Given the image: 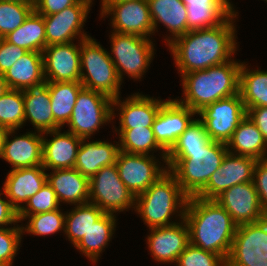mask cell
Returning <instances> with one entry per match:
<instances>
[{
  "label": "cell",
  "instance_id": "cell-28",
  "mask_svg": "<svg viewBox=\"0 0 267 266\" xmlns=\"http://www.w3.org/2000/svg\"><path fill=\"white\" fill-rule=\"evenodd\" d=\"M154 33L158 23H162L170 31L173 37L165 38L167 45L177 37L190 31L187 27V11L181 0H147Z\"/></svg>",
  "mask_w": 267,
  "mask_h": 266
},
{
  "label": "cell",
  "instance_id": "cell-12",
  "mask_svg": "<svg viewBox=\"0 0 267 266\" xmlns=\"http://www.w3.org/2000/svg\"><path fill=\"white\" fill-rule=\"evenodd\" d=\"M157 160L151 153L150 155H140L124 151L119 152L116 161L118 174L121 181L135 197L146 191L168 171V167L159 165L161 163Z\"/></svg>",
  "mask_w": 267,
  "mask_h": 266
},
{
  "label": "cell",
  "instance_id": "cell-19",
  "mask_svg": "<svg viewBox=\"0 0 267 266\" xmlns=\"http://www.w3.org/2000/svg\"><path fill=\"white\" fill-rule=\"evenodd\" d=\"M148 249L153 259L160 263H176L179 255L189 244V228L184 219L181 223L149 228Z\"/></svg>",
  "mask_w": 267,
  "mask_h": 266
},
{
  "label": "cell",
  "instance_id": "cell-26",
  "mask_svg": "<svg viewBox=\"0 0 267 266\" xmlns=\"http://www.w3.org/2000/svg\"><path fill=\"white\" fill-rule=\"evenodd\" d=\"M187 11L189 30L221 25L233 12L230 0H181Z\"/></svg>",
  "mask_w": 267,
  "mask_h": 266
},
{
  "label": "cell",
  "instance_id": "cell-27",
  "mask_svg": "<svg viewBox=\"0 0 267 266\" xmlns=\"http://www.w3.org/2000/svg\"><path fill=\"white\" fill-rule=\"evenodd\" d=\"M9 89L26 90L46 83L42 52L27 51L4 74Z\"/></svg>",
  "mask_w": 267,
  "mask_h": 266
},
{
  "label": "cell",
  "instance_id": "cell-30",
  "mask_svg": "<svg viewBox=\"0 0 267 266\" xmlns=\"http://www.w3.org/2000/svg\"><path fill=\"white\" fill-rule=\"evenodd\" d=\"M226 145L231 154L249 156L257 160L267 159V142L247 115Z\"/></svg>",
  "mask_w": 267,
  "mask_h": 266
},
{
  "label": "cell",
  "instance_id": "cell-36",
  "mask_svg": "<svg viewBox=\"0 0 267 266\" xmlns=\"http://www.w3.org/2000/svg\"><path fill=\"white\" fill-rule=\"evenodd\" d=\"M119 136L120 151L132 154L150 155L155 150L162 151L160 154L166 165L167 152L156 141L152 127H139L131 129H116ZM150 151V152H149Z\"/></svg>",
  "mask_w": 267,
  "mask_h": 266
},
{
  "label": "cell",
  "instance_id": "cell-1",
  "mask_svg": "<svg viewBox=\"0 0 267 266\" xmlns=\"http://www.w3.org/2000/svg\"><path fill=\"white\" fill-rule=\"evenodd\" d=\"M237 14L235 10L221 25L190 30L168 44L181 76L232 60L238 46L234 24Z\"/></svg>",
  "mask_w": 267,
  "mask_h": 266
},
{
  "label": "cell",
  "instance_id": "cell-15",
  "mask_svg": "<svg viewBox=\"0 0 267 266\" xmlns=\"http://www.w3.org/2000/svg\"><path fill=\"white\" fill-rule=\"evenodd\" d=\"M90 9L91 5L79 0L58 13L44 16L46 45L65 44L90 37L82 31Z\"/></svg>",
  "mask_w": 267,
  "mask_h": 266
},
{
  "label": "cell",
  "instance_id": "cell-2",
  "mask_svg": "<svg viewBox=\"0 0 267 266\" xmlns=\"http://www.w3.org/2000/svg\"><path fill=\"white\" fill-rule=\"evenodd\" d=\"M184 220L190 244L227 260L238 225L217 201L188 197Z\"/></svg>",
  "mask_w": 267,
  "mask_h": 266
},
{
  "label": "cell",
  "instance_id": "cell-48",
  "mask_svg": "<svg viewBox=\"0 0 267 266\" xmlns=\"http://www.w3.org/2000/svg\"><path fill=\"white\" fill-rule=\"evenodd\" d=\"M247 116L256 125L267 142V107L248 108Z\"/></svg>",
  "mask_w": 267,
  "mask_h": 266
},
{
  "label": "cell",
  "instance_id": "cell-23",
  "mask_svg": "<svg viewBox=\"0 0 267 266\" xmlns=\"http://www.w3.org/2000/svg\"><path fill=\"white\" fill-rule=\"evenodd\" d=\"M43 134L54 137L51 140L43 137L42 166L46 170L74 168L82 139L69 131L61 133V128Z\"/></svg>",
  "mask_w": 267,
  "mask_h": 266
},
{
  "label": "cell",
  "instance_id": "cell-46",
  "mask_svg": "<svg viewBox=\"0 0 267 266\" xmlns=\"http://www.w3.org/2000/svg\"><path fill=\"white\" fill-rule=\"evenodd\" d=\"M79 0H35L34 11L42 16L58 13Z\"/></svg>",
  "mask_w": 267,
  "mask_h": 266
},
{
  "label": "cell",
  "instance_id": "cell-41",
  "mask_svg": "<svg viewBox=\"0 0 267 266\" xmlns=\"http://www.w3.org/2000/svg\"><path fill=\"white\" fill-rule=\"evenodd\" d=\"M210 140L203 123L199 118H195L190 126L179 136L169 152H189V150L203 149Z\"/></svg>",
  "mask_w": 267,
  "mask_h": 266
},
{
  "label": "cell",
  "instance_id": "cell-13",
  "mask_svg": "<svg viewBox=\"0 0 267 266\" xmlns=\"http://www.w3.org/2000/svg\"><path fill=\"white\" fill-rule=\"evenodd\" d=\"M100 15V18L111 15L112 22L110 23L114 32L146 38L154 35L152 34L154 28L147 0L115 2L108 5Z\"/></svg>",
  "mask_w": 267,
  "mask_h": 266
},
{
  "label": "cell",
  "instance_id": "cell-32",
  "mask_svg": "<svg viewBox=\"0 0 267 266\" xmlns=\"http://www.w3.org/2000/svg\"><path fill=\"white\" fill-rule=\"evenodd\" d=\"M116 215L105 213L96 223L87 231L82 240L75 246L92 263H96L101 256L100 253L111 241L116 227Z\"/></svg>",
  "mask_w": 267,
  "mask_h": 266
},
{
  "label": "cell",
  "instance_id": "cell-51",
  "mask_svg": "<svg viewBox=\"0 0 267 266\" xmlns=\"http://www.w3.org/2000/svg\"><path fill=\"white\" fill-rule=\"evenodd\" d=\"M122 1H126V0H101V5L102 7L100 8L101 9V12L110 4L112 3H115V2H122Z\"/></svg>",
  "mask_w": 267,
  "mask_h": 266
},
{
  "label": "cell",
  "instance_id": "cell-31",
  "mask_svg": "<svg viewBox=\"0 0 267 266\" xmlns=\"http://www.w3.org/2000/svg\"><path fill=\"white\" fill-rule=\"evenodd\" d=\"M51 97L50 105L55 120V130L63 128L71 118L79 92L84 88L81 82H46Z\"/></svg>",
  "mask_w": 267,
  "mask_h": 266
},
{
  "label": "cell",
  "instance_id": "cell-4",
  "mask_svg": "<svg viewBox=\"0 0 267 266\" xmlns=\"http://www.w3.org/2000/svg\"><path fill=\"white\" fill-rule=\"evenodd\" d=\"M227 145L210 140L203 149L168 152L166 165L188 197L196 196L221 166Z\"/></svg>",
  "mask_w": 267,
  "mask_h": 266
},
{
  "label": "cell",
  "instance_id": "cell-33",
  "mask_svg": "<svg viewBox=\"0 0 267 266\" xmlns=\"http://www.w3.org/2000/svg\"><path fill=\"white\" fill-rule=\"evenodd\" d=\"M4 38L26 51L43 52L47 46L44 16L33 11L21 26Z\"/></svg>",
  "mask_w": 267,
  "mask_h": 266
},
{
  "label": "cell",
  "instance_id": "cell-47",
  "mask_svg": "<svg viewBox=\"0 0 267 266\" xmlns=\"http://www.w3.org/2000/svg\"><path fill=\"white\" fill-rule=\"evenodd\" d=\"M0 192V196L4 194V190ZM18 211L12 206L11 202L6 198L0 197V228L4 226L16 225L18 223Z\"/></svg>",
  "mask_w": 267,
  "mask_h": 266
},
{
  "label": "cell",
  "instance_id": "cell-6",
  "mask_svg": "<svg viewBox=\"0 0 267 266\" xmlns=\"http://www.w3.org/2000/svg\"><path fill=\"white\" fill-rule=\"evenodd\" d=\"M80 69V82L84 88L101 92L112 99L120 96L122 82L109 52L92 37L81 40Z\"/></svg>",
  "mask_w": 267,
  "mask_h": 266
},
{
  "label": "cell",
  "instance_id": "cell-39",
  "mask_svg": "<svg viewBox=\"0 0 267 266\" xmlns=\"http://www.w3.org/2000/svg\"><path fill=\"white\" fill-rule=\"evenodd\" d=\"M65 215L61 209H56L49 212L38 213L28 216V222L25 227L22 225V232L29 233L35 236H48L58 231L64 232Z\"/></svg>",
  "mask_w": 267,
  "mask_h": 266
},
{
  "label": "cell",
  "instance_id": "cell-3",
  "mask_svg": "<svg viewBox=\"0 0 267 266\" xmlns=\"http://www.w3.org/2000/svg\"><path fill=\"white\" fill-rule=\"evenodd\" d=\"M234 59L205 70L183 74L184 99L179 103L198 113L215 101L239 94L242 63Z\"/></svg>",
  "mask_w": 267,
  "mask_h": 266
},
{
  "label": "cell",
  "instance_id": "cell-29",
  "mask_svg": "<svg viewBox=\"0 0 267 266\" xmlns=\"http://www.w3.org/2000/svg\"><path fill=\"white\" fill-rule=\"evenodd\" d=\"M25 123L31 122L35 131L44 133L55 130V120L50 105L51 97L47 84L23 90Z\"/></svg>",
  "mask_w": 267,
  "mask_h": 266
},
{
  "label": "cell",
  "instance_id": "cell-22",
  "mask_svg": "<svg viewBox=\"0 0 267 266\" xmlns=\"http://www.w3.org/2000/svg\"><path fill=\"white\" fill-rule=\"evenodd\" d=\"M45 171L42 165H38L31 168L11 169L7 174L3 185L4 196L17 211L47 182Z\"/></svg>",
  "mask_w": 267,
  "mask_h": 266
},
{
  "label": "cell",
  "instance_id": "cell-42",
  "mask_svg": "<svg viewBox=\"0 0 267 266\" xmlns=\"http://www.w3.org/2000/svg\"><path fill=\"white\" fill-rule=\"evenodd\" d=\"M176 266H226V260L213 252L188 244L179 255Z\"/></svg>",
  "mask_w": 267,
  "mask_h": 266
},
{
  "label": "cell",
  "instance_id": "cell-52",
  "mask_svg": "<svg viewBox=\"0 0 267 266\" xmlns=\"http://www.w3.org/2000/svg\"><path fill=\"white\" fill-rule=\"evenodd\" d=\"M5 1H19V2H25V3H34L35 0H5Z\"/></svg>",
  "mask_w": 267,
  "mask_h": 266
},
{
  "label": "cell",
  "instance_id": "cell-45",
  "mask_svg": "<svg viewBox=\"0 0 267 266\" xmlns=\"http://www.w3.org/2000/svg\"><path fill=\"white\" fill-rule=\"evenodd\" d=\"M253 182L258 193L260 205L267 214V159L257 160Z\"/></svg>",
  "mask_w": 267,
  "mask_h": 266
},
{
  "label": "cell",
  "instance_id": "cell-49",
  "mask_svg": "<svg viewBox=\"0 0 267 266\" xmlns=\"http://www.w3.org/2000/svg\"><path fill=\"white\" fill-rule=\"evenodd\" d=\"M8 90H9V87L4 78V75L0 74V96H3Z\"/></svg>",
  "mask_w": 267,
  "mask_h": 266
},
{
  "label": "cell",
  "instance_id": "cell-43",
  "mask_svg": "<svg viewBox=\"0 0 267 266\" xmlns=\"http://www.w3.org/2000/svg\"><path fill=\"white\" fill-rule=\"evenodd\" d=\"M16 226L0 228V266L13 265L23 235L22 226Z\"/></svg>",
  "mask_w": 267,
  "mask_h": 266
},
{
  "label": "cell",
  "instance_id": "cell-40",
  "mask_svg": "<svg viewBox=\"0 0 267 266\" xmlns=\"http://www.w3.org/2000/svg\"><path fill=\"white\" fill-rule=\"evenodd\" d=\"M55 191L51 185L46 182L41 189L18 211V220H27L30 215L53 211L60 208Z\"/></svg>",
  "mask_w": 267,
  "mask_h": 266
},
{
  "label": "cell",
  "instance_id": "cell-34",
  "mask_svg": "<svg viewBox=\"0 0 267 266\" xmlns=\"http://www.w3.org/2000/svg\"><path fill=\"white\" fill-rule=\"evenodd\" d=\"M245 62L240 68L239 93L246 109L267 107V71L250 70Z\"/></svg>",
  "mask_w": 267,
  "mask_h": 266
},
{
  "label": "cell",
  "instance_id": "cell-7",
  "mask_svg": "<svg viewBox=\"0 0 267 266\" xmlns=\"http://www.w3.org/2000/svg\"><path fill=\"white\" fill-rule=\"evenodd\" d=\"M111 33V53L109 56L115 65L120 81L123 82V74L125 75V73L133 79H141L143 74L147 72L146 70L154 56L153 41L150 38L133 34H122L114 31Z\"/></svg>",
  "mask_w": 267,
  "mask_h": 266
},
{
  "label": "cell",
  "instance_id": "cell-37",
  "mask_svg": "<svg viewBox=\"0 0 267 266\" xmlns=\"http://www.w3.org/2000/svg\"><path fill=\"white\" fill-rule=\"evenodd\" d=\"M25 123L23 91L9 89L0 96V127L18 130Z\"/></svg>",
  "mask_w": 267,
  "mask_h": 266
},
{
  "label": "cell",
  "instance_id": "cell-17",
  "mask_svg": "<svg viewBox=\"0 0 267 266\" xmlns=\"http://www.w3.org/2000/svg\"><path fill=\"white\" fill-rule=\"evenodd\" d=\"M47 45L42 52L46 82H80L81 41ZM79 46V47H78Z\"/></svg>",
  "mask_w": 267,
  "mask_h": 266
},
{
  "label": "cell",
  "instance_id": "cell-16",
  "mask_svg": "<svg viewBox=\"0 0 267 266\" xmlns=\"http://www.w3.org/2000/svg\"><path fill=\"white\" fill-rule=\"evenodd\" d=\"M214 200L231 215L237 225L258 222L267 217L260 205L254 182L237 184Z\"/></svg>",
  "mask_w": 267,
  "mask_h": 266
},
{
  "label": "cell",
  "instance_id": "cell-50",
  "mask_svg": "<svg viewBox=\"0 0 267 266\" xmlns=\"http://www.w3.org/2000/svg\"><path fill=\"white\" fill-rule=\"evenodd\" d=\"M7 131H8L7 129L0 127V158L2 155L4 138H5Z\"/></svg>",
  "mask_w": 267,
  "mask_h": 266
},
{
  "label": "cell",
  "instance_id": "cell-35",
  "mask_svg": "<svg viewBox=\"0 0 267 266\" xmlns=\"http://www.w3.org/2000/svg\"><path fill=\"white\" fill-rule=\"evenodd\" d=\"M104 214L103 210L90 202L75 205L71 212H66L64 233L74 247Z\"/></svg>",
  "mask_w": 267,
  "mask_h": 266
},
{
  "label": "cell",
  "instance_id": "cell-25",
  "mask_svg": "<svg viewBox=\"0 0 267 266\" xmlns=\"http://www.w3.org/2000/svg\"><path fill=\"white\" fill-rule=\"evenodd\" d=\"M47 182L55 191L59 203L79 205L89 202V178L75 168L52 170Z\"/></svg>",
  "mask_w": 267,
  "mask_h": 266
},
{
  "label": "cell",
  "instance_id": "cell-44",
  "mask_svg": "<svg viewBox=\"0 0 267 266\" xmlns=\"http://www.w3.org/2000/svg\"><path fill=\"white\" fill-rule=\"evenodd\" d=\"M27 51L0 38V74H5L10 67L20 59Z\"/></svg>",
  "mask_w": 267,
  "mask_h": 266
},
{
  "label": "cell",
  "instance_id": "cell-20",
  "mask_svg": "<svg viewBox=\"0 0 267 266\" xmlns=\"http://www.w3.org/2000/svg\"><path fill=\"white\" fill-rule=\"evenodd\" d=\"M161 99L148 97L146 95L135 93L123 100L113 99L112 103V119L115 116V110L119 112V129H131L139 127H152L154 120L159 113L163 103ZM116 106V108H115Z\"/></svg>",
  "mask_w": 267,
  "mask_h": 266
},
{
  "label": "cell",
  "instance_id": "cell-53",
  "mask_svg": "<svg viewBox=\"0 0 267 266\" xmlns=\"http://www.w3.org/2000/svg\"><path fill=\"white\" fill-rule=\"evenodd\" d=\"M80 1H84V2H86V3H88L89 5H92L93 3V0H80Z\"/></svg>",
  "mask_w": 267,
  "mask_h": 266
},
{
  "label": "cell",
  "instance_id": "cell-9",
  "mask_svg": "<svg viewBox=\"0 0 267 266\" xmlns=\"http://www.w3.org/2000/svg\"><path fill=\"white\" fill-rule=\"evenodd\" d=\"M89 202L105 213L135 208V196L121 181L116 164L103 167L89 179Z\"/></svg>",
  "mask_w": 267,
  "mask_h": 266
},
{
  "label": "cell",
  "instance_id": "cell-38",
  "mask_svg": "<svg viewBox=\"0 0 267 266\" xmlns=\"http://www.w3.org/2000/svg\"><path fill=\"white\" fill-rule=\"evenodd\" d=\"M34 11V3L0 0V38L21 26Z\"/></svg>",
  "mask_w": 267,
  "mask_h": 266
},
{
  "label": "cell",
  "instance_id": "cell-11",
  "mask_svg": "<svg viewBox=\"0 0 267 266\" xmlns=\"http://www.w3.org/2000/svg\"><path fill=\"white\" fill-rule=\"evenodd\" d=\"M212 141L227 143L240 122L246 117L247 110L241 95L224 98L204 107L197 113Z\"/></svg>",
  "mask_w": 267,
  "mask_h": 266
},
{
  "label": "cell",
  "instance_id": "cell-5",
  "mask_svg": "<svg viewBox=\"0 0 267 266\" xmlns=\"http://www.w3.org/2000/svg\"><path fill=\"white\" fill-rule=\"evenodd\" d=\"M188 196L183 192L176 177L168 170L146 191L135 197V212L149 228L176 224L171 216L178 213L184 219Z\"/></svg>",
  "mask_w": 267,
  "mask_h": 266
},
{
  "label": "cell",
  "instance_id": "cell-21",
  "mask_svg": "<svg viewBox=\"0 0 267 266\" xmlns=\"http://www.w3.org/2000/svg\"><path fill=\"white\" fill-rule=\"evenodd\" d=\"M15 132L7 131L1 158L12 165V170L42 165L43 133L26 132L9 140Z\"/></svg>",
  "mask_w": 267,
  "mask_h": 266
},
{
  "label": "cell",
  "instance_id": "cell-8",
  "mask_svg": "<svg viewBox=\"0 0 267 266\" xmlns=\"http://www.w3.org/2000/svg\"><path fill=\"white\" fill-rule=\"evenodd\" d=\"M112 103L109 96L83 88L67 123L68 131L81 139L90 138L101 125L112 122Z\"/></svg>",
  "mask_w": 267,
  "mask_h": 266
},
{
  "label": "cell",
  "instance_id": "cell-18",
  "mask_svg": "<svg viewBox=\"0 0 267 266\" xmlns=\"http://www.w3.org/2000/svg\"><path fill=\"white\" fill-rule=\"evenodd\" d=\"M197 113L176 99L166 100L157 114L152 129L158 144L168 153L179 136L195 120Z\"/></svg>",
  "mask_w": 267,
  "mask_h": 266
},
{
  "label": "cell",
  "instance_id": "cell-24",
  "mask_svg": "<svg viewBox=\"0 0 267 266\" xmlns=\"http://www.w3.org/2000/svg\"><path fill=\"white\" fill-rule=\"evenodd\" d=\"M87 140L82 139L80 143L74 168L90 179L103 167L116 164L120 147L119 142L114 145L108 141Z\"/></svg>",
  "mask_w": 267,
  "mask_h": 266
},
{
  "label": "cell",
  "instance_id": "cell-14",
  "mask_svg": "<svg viewBox=\"0 0 267 266\" xmlns=\"http://www.w3.org/2000/svg\"><path fill=\"white\" fill-rule=\"evenodd\" d=\"M256 162L255 158L228 152L221 166L211 175L207 185L196 196L215 199L223 191L237 184L253 182Z\"/></svg>",
  "mask_w": 267,
  "mask_h": 266
},
{
  "label": "cell",
  "instance_id": "cell-10",
  "mask_svg": "<svg viewBox=\"0 0 267 266\" xmlns=\"http://www.w3.org/2000/svg\"><path fill=\"white\" fill-rule=\"evenodd\" d=\"M226 266H267V217L237 226Z\"/></svg>",
  "mask_w": 267,
  "mask_h": 266
}]
</instances>
